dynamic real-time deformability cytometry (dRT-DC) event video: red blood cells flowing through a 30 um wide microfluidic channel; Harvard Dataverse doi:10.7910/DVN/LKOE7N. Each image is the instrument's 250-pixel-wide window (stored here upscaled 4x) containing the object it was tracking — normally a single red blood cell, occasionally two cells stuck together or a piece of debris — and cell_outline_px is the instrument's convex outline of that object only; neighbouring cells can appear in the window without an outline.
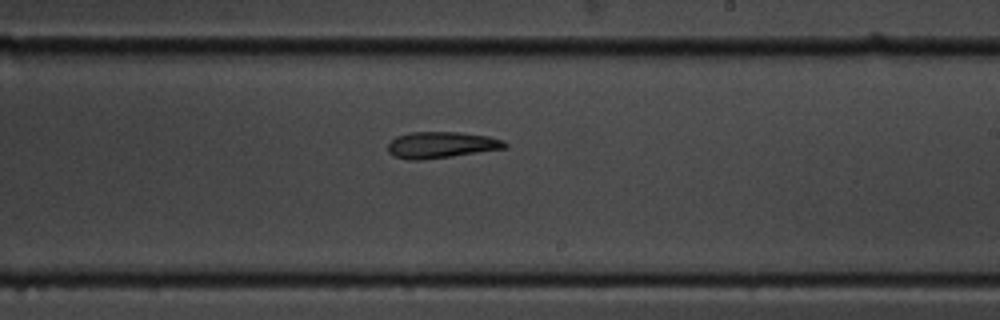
{"species": "common noctule bat (a hibernating species)", "species_latin": "Nyctalus noctula", "temperature_condition": "cold", "stored_images_in_passage": 10, "camera_frame_rate_fps": 3000, "um_per_image_px": 0.085, "animal": {"sex": "male", "body_mass_g": 19.5, "forearm_length_mm": 54.6}, "frame": {"image": 1, "passage_image": 10, "time_ms": 11.333, "image_size_px": [1000, 320], "cell_outline_px": [[508, 148], [452, 156], [420, 160], [408, 160], [392, 156], [388, 152], [388, 144], [396, 136], [408, 132], [460, 132], [488, 136], [504, 140], [508, 144]], "centroid_in_image_um": [37.51, 12.32], "position_along_channel_um": 251.5, "area_um2": 18.15}}